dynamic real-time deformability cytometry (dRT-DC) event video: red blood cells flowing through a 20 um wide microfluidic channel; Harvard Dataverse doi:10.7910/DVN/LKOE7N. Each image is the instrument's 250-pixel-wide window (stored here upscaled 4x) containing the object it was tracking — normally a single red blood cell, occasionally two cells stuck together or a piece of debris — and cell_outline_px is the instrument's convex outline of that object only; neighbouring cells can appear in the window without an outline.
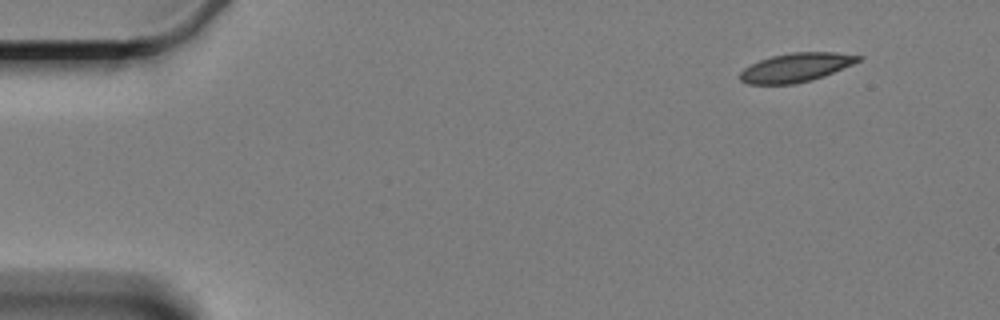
{"species": "Egyptian fruit bat (a non-hibernating species)", "species_latin": "Rousettus aegyptiacus", "temperature_condition": "cold", "stored_images_in_passage": 5, "segment_of_instrument_passage": [1, 2], "camera_frame_rate_fps": 3000, "um_per_image_px": 0.085, "animal": {"sex": "female"}, "frame": {"image": 1, "passage_image": 1, "time_ms": 0.0, "image_size_px": [1000, 320], "cell_outline_px": [[864, 56], [860, 60], [852, 64], [824, 76], [812, 80], [796, 84], [748, 84], [740, 80], [740, 72], [744, 68], [760, 60], [772, 56], [792, 52], [836, 52]], "centroid_in_image_um": [67.66, 5.73], "position_along_channel_um": 17.3, "area_um2": 19.83}}